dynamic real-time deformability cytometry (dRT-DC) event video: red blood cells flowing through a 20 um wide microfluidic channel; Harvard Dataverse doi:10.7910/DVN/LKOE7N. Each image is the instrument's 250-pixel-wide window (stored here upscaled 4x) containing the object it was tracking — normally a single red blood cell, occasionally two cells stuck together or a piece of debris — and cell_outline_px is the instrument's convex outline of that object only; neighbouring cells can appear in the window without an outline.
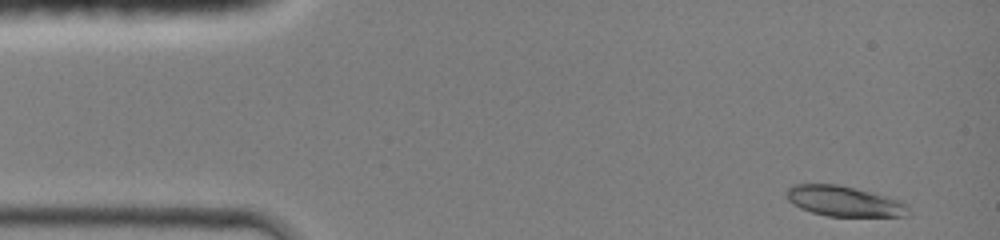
{"species": "common noctule bat (a hibernating species)", "species_latin": "Nyctalus noctula", "temperature_condition": "room temperature", "stored_images_in_passage": 23, "camera_frame_rate_fps": 3000, "um_per_image_px": 0.085, "animal": {"sex": "female", "body_mass_g": 19.0, "forearm_length_mm": 51.5}, "frame": {"image": 1, "passage_image": 1, "time_ms": 0.0, "image_size_px": [1000, 240], "cell_outline_px": [[908, 216], [828, 216], [812, 212], [800, 208], [788, 200], [788, 188], [792, 184], [840, 184], [900, 200], [908, 204]], "centroid_in_image_um": [71.76, 17.1], "position_along_channel_um": 13.2, "area_um2": 21.39}}
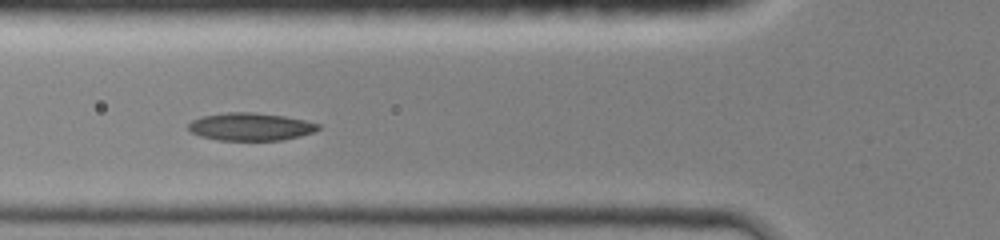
{"frame": {"image": 2, "passage_image": 14, "time_ms": 4.333, "image_size_px": [1000, 240], "cell_outline_px": [[320, 128], [312, 132], [300, 136], [280, 140], [220, 140], [200, 136], [192, 132], [188, 128], [188, 124], [192, 120], [204, 116], [228, 112], [256, 112], [284, 116], [304, 120], [320, 124]], "centroid_in_image_um": [21.3, 10.76], "position_along_channel_um": 104.5, "area_um2": 20.81}}
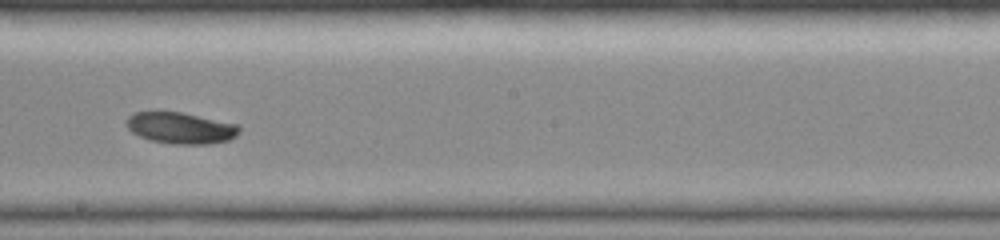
{"frame": {"image": 3, "passage_image": 23, "time_ms": 7.333, "image_size_px": [1000, 240], "cell_outline_px": [[240, 132], [236, 136], [228, 140], [208, 144], [172, 144], [152, 140], [140, 136], [132, 132], [124, 124], [128, 116], [136, 112], [180, 112], [240, 124]], "centroid_in_image_um": [15.38, 10.88], "position_along_channel_um": 232.8, "area_um2": 20.63}}